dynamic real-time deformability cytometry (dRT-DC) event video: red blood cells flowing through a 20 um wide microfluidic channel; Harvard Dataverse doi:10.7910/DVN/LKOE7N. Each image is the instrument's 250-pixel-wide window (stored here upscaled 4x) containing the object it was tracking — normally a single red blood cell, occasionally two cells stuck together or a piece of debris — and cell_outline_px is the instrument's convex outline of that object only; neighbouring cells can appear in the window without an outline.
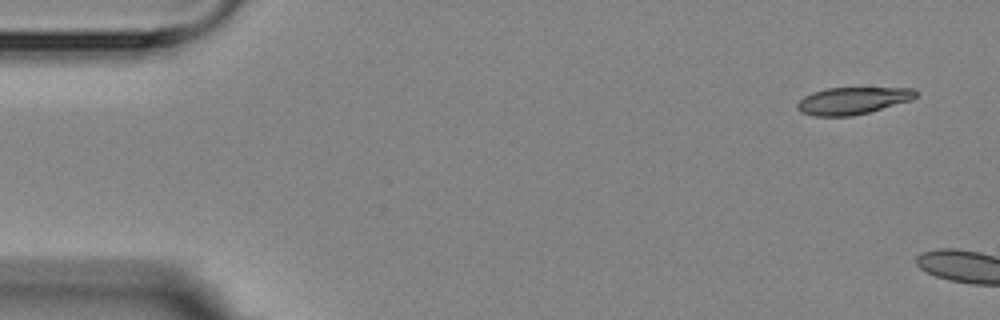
{"species": "Egyptian fruit bat (a non-hibernating species)", "species_latin": "Rousettus aegyptiacus", "temperature_condition": "room temperature", "stored_images_in_passage": 3, "camera_frame_rate_fps": 3000, "um_per_image_px": 0.085, "animal": {"sex": "female"}, "frame": {"image": 1, "passage_image": 1, "time_ms": 0.0, "image_size_px": [1000, 320], "cell_outline_px": [[916, 96], [912, 100], [868, 112], [852, 116], [812, 116], [800, 112], [796, 108], [796, 104], [804, 96], [812, 92], [828, 88], [912, 88], [916, 92]], "centroid_in_image_um": [72.43, 8.56], "position_along_channel_um": 12.6, "area_um2": 18.67}}